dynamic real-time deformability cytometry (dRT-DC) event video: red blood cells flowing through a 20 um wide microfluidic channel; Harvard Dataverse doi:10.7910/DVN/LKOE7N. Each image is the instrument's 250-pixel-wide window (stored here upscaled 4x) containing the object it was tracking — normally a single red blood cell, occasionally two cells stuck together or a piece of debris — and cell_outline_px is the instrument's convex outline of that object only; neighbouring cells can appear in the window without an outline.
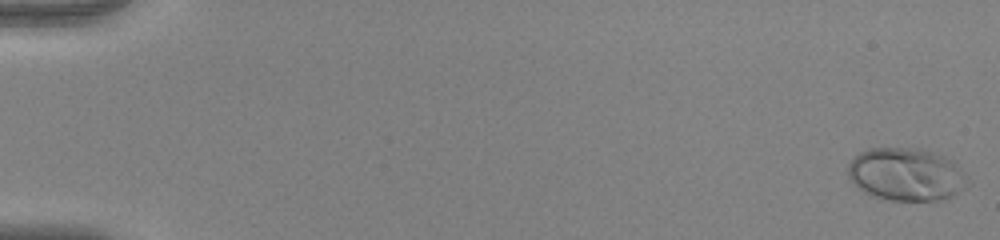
{"species": "human", "species_latin": "Homo sapiens", "temperature_condition": "warm", "stored_images_in_passage": 54, "camera_frame_rate_fps": 3000, "um_per_image_px": 0.085, "donor": {"sex": "female"}, "frame": {"image": 1, "passage_image": 1, "time_ms": 0.0, "image_size_px": [1000, 240], "cell_outline_px": [[972, 184], [952, 196], [940, 200], [888, 200], [872, 196], [864, 192], [848, 176], [848, 164], [860, 152], [868, 148], [920, 148], [956, 160], [968, 176]], "centroid_in_image_um": [77.11, 14.82], "position_along_channel_um": 7.9, "area_um2": 37.34}}
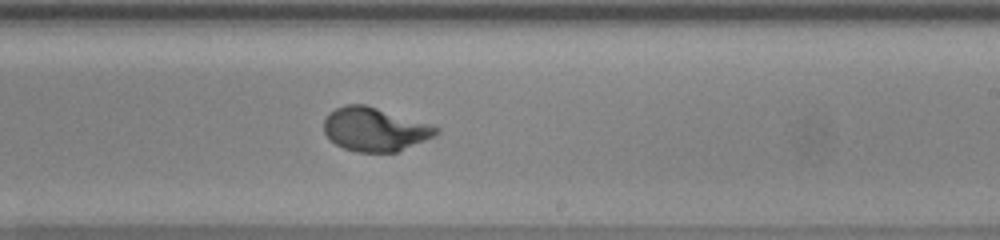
{"frame": {"image": 2, "passage_image": 34, "time_ms": 11.0, "image_size_px": [1000, 240], "cell_outline_px": [[440, 132], [424, 140], [396, 152], [356, 152], [344, 148], [336, 144], [324, 132], [324, 120], [328, 112], [344, 104], [364, 104], [432, 124], [440, 128]], "centroid_in_image_um": [31.84, 10.98], "position_along_channel_um": 257.2, "area_um2": 28.44}}
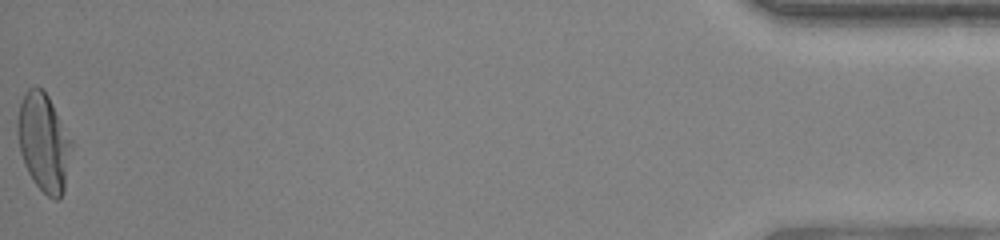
{"frame": {"image": 3, "passage_image": 54, "time_ms": 17.667, "image_size_px": [1000, 240], "cell_outline_px": [[72, 144], [64, 192], [56, 200], [48, 196], [32, 180], [24, 164], [20, 152], [16, 132], [16, 120], [20, 104], [24, 92], [28, 88], [40, 88], [48, 96], [72, 140]], "centroid_in_image_um": [3.69, 12.1], "position_along_channel_um": 431.5, "area_um2": 30.75}, "authors_computed_cell_mechanics": {"area_um2": 28.5821, "velocity_mm_per_s": 3.9407, "shape_relaxation_time_tau1_ms": 2.9322, "shape_relaxation_time_tau2_ms": null, "deformation_change_tau1": 0.2027, "deformation_change_tau2": null}}